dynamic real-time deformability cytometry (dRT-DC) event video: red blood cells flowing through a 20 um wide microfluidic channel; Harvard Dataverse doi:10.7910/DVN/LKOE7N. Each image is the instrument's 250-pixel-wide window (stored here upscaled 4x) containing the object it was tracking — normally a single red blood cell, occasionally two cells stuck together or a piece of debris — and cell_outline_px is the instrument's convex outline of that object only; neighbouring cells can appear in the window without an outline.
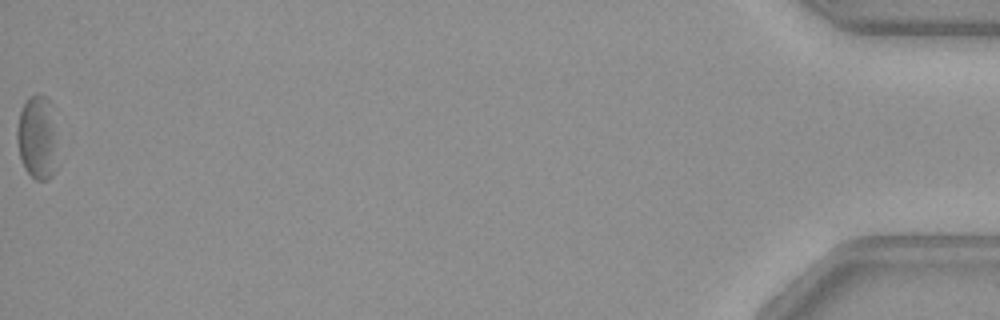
{"species": "common noctule bat (a hibernating species)", "species_latin": "Nyctalus noctula", "temperature_condition": "warm", "stored_images_in_passage": 37, "camera_frame_rate_fps": 3000, "um_per_image_px": 0.085, "animal": {"sex": "female", "body_mass_g": 29.2, "forearm_length_mm": 56.3}, "frame": {"image": 1, "passage_image": 37, "time_ms": 12.0, "image_size_px": [1000, 320], "cell_outline_px": [[56, 172], [48, 180], [36, 180], [24, 168], [20, 160], [16, 140], [16, 128], [20, 112], [28, 96], [44, 96], [52, 104]], "centroid_in_image_um": [3.13, 11.73], "position_along_channel_um": 432.1, "area_um2": 19.59}}